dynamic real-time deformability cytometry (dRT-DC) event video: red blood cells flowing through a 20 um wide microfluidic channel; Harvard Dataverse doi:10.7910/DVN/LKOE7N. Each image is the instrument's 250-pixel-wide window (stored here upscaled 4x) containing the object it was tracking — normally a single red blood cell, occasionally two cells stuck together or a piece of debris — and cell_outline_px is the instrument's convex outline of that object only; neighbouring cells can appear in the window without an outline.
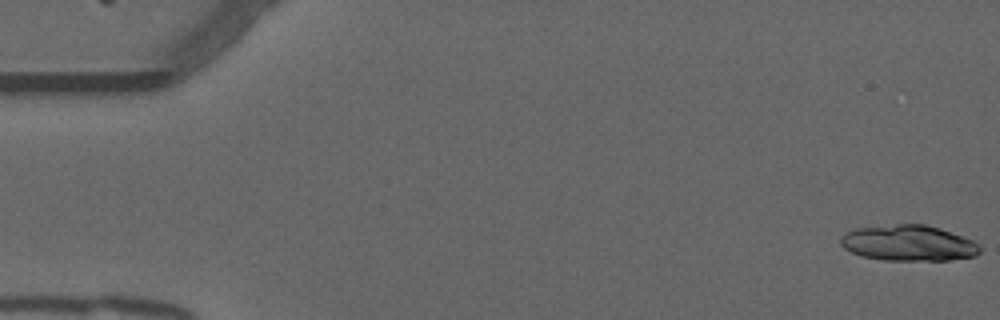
{"species": "common noctule bat (a hibernating species)", "species_latin": "Nyctalus noctula", "temperature_condition": "warm", "stored_images_in_passage": 23, "camera_frame_rate_fps": 3000, "um_per_image_px": 0.085, "animal": {"sex": "male", "forearm_length_mm": 52.5}, "frame": {"image": 1, "passage_image": 1, "time_ms": 0.0, "image_size_px": [1000, 320], "cell_outline_px": [[980, 252], [976, 256], [948, 260], [884, 260], [860, 256], [844, 248], [840, 244], [840, 236], [856, 228], [896, 224], [924, 224], [940, 228], [972, 240], [980, 244]], "centroid_in_image_um": [77.22, 20.66], "position_along_channel_um": 7.8, "area_um2": 29.07}}
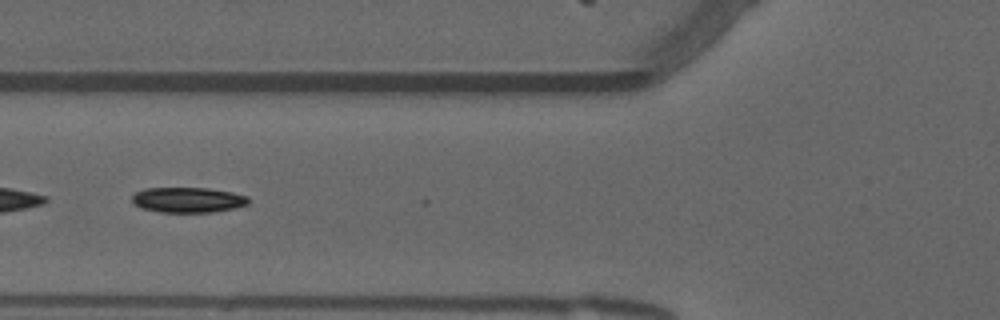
{"frame": {"image": 2, "passage_image": 21, "time_ms": 6.667, "image_size_px": [1000, 320], "cell_outline_px": [[248, 204], [236, 208], [212, 212], [160, 212], [144, 208], [132, 204], [132, 196], [136, 192], [148, 188], [208, 188], [232, 192], [248, 196]], "centroid_in_image_um": [15.99, 16.99], "position_along_channel_um": 109.8, "area_um2": 17.11}}